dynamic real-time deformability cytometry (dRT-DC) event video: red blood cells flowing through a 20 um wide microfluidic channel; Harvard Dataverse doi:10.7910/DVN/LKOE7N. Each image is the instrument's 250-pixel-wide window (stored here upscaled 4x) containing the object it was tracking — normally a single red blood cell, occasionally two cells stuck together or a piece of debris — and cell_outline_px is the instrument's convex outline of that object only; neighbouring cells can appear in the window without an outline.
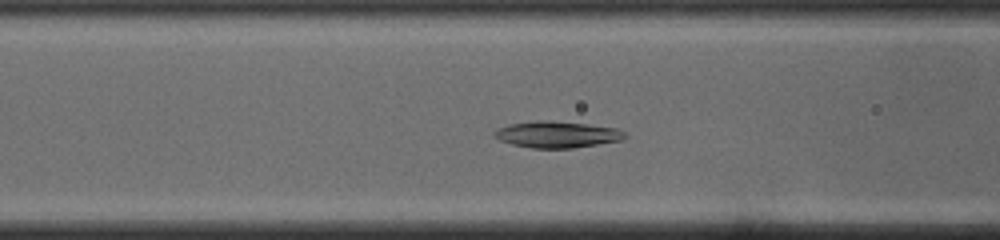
{"species": "common noctule bat (a hibernating species)", "species_latin": "Nyctalus noctula", "temperature_condition": "cold", "stored_images_in_passage": 50, "segment_of_instrument_passage": [1, 2], "camera_frame_rate_fps": 3000, "um_per_image_px": 0.085, "animal": {"sex": "male", "body_mass_g": 19.0, "forearm_length_mm": 50.8}, "frame": {"image": 1, "passage_image": 17, "time_ms": 5.333, "image_size_px": [1000, 240], "cell_outline_px": [[628, 136], [620, 140], [572, 148], [532, 148], [512, 144], [500, 140], [492, 136], [492, 132], [496, 128], [508, 124], [536, 120], [544, 120], [588, 124], [620, 128]], "centroid_in_image_um": [47.3, 11.42], "position_along_channel_um": 119.3, "area_um2": 20.23}}
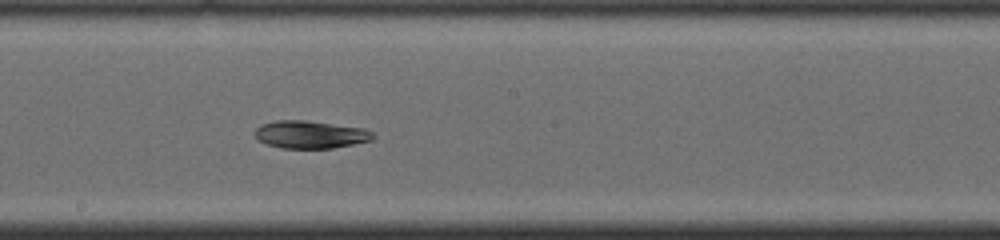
{"frame": {"image": 2, "passage_image": 25, "time_ms": 8.0, "image_size_px": [1000, 240], "cell_outline_px": [[376, 136], [372, 140], [332, 148], [280, 148], [256, 140], [252, 132], [260, 124], [276, 120], [304, 120], [364, 128], [372, 132]], "centroid_in_image_um": [26.32, 11.43], "position_along_channel_um": 221.9, "area_um2": 19.19}}
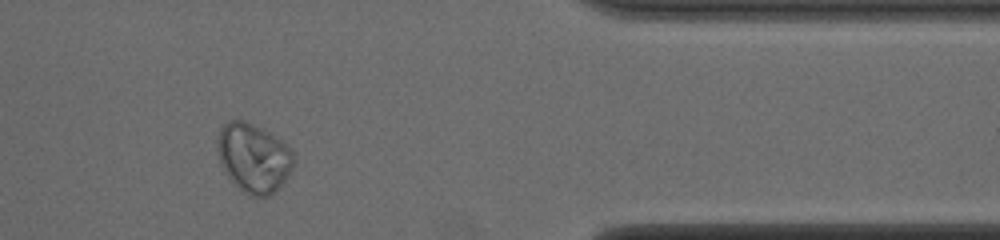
{"frame": {"image": 3, "passage_image": 40, "time_ms": 13.0, "image_size_px": [1000, 240], "cell_outline_px": [[296, 160], [292, 168], [284, 180], [268, 196], [248, 196], [228, 176], [220, 160], [216, 148], [216, 140], [220, 128], [228, 120], [244, 120], [276, 136], [292, 152]], "centroid_in_image_um": [21.53, 13.39], "position_along_channel_um": 389.9, "area_um2": 30.23}}